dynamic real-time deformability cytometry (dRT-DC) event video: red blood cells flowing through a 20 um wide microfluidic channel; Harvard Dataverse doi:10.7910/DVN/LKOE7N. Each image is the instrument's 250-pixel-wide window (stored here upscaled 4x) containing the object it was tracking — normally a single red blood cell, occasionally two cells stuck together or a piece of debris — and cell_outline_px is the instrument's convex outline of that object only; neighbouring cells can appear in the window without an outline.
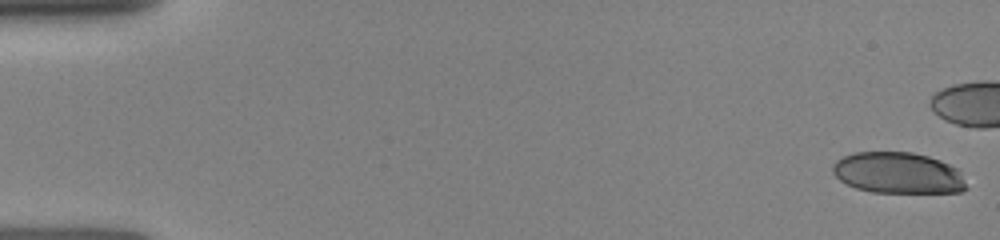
{"species": "human", "species_latin": "Homo sapiens", "temperature_condition": "room temperature", "stored_images_in_passage": 2, "camera_frame_rate_fps": 3000, "um_per_image_px": 0.085, "donor": {"sex": "female"}, "frame": {"image": 1, "passage_image": 1, "time_ms": 0.0, "image_size_px": [1000, 240], "cell_outline_px": [[968, 188], [960, 192], [872, 192], [856, 188], [840, 180], [832, 172], [832, 164], [836, 160], [852, 152], [912, 152], [928, 156], [940, 160], [956, 168], [960, 172]], "centroid_in_image_um": [76.32, 14.69], "position_along_channel_um": 8.7, "area_um2": 32.08}}